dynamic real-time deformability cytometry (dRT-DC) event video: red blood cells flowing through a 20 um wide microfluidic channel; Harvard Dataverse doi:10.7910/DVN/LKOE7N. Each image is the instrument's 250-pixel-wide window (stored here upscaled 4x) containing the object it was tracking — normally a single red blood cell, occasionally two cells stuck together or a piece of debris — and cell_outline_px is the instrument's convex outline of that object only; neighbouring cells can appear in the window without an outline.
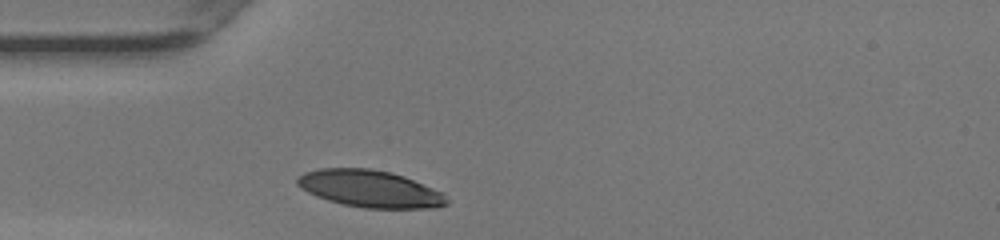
{"species": "human", "species_latin": "Homo sapiens", "temperature_condition": "warm", "stored_images_in_passage": 25, "camera_frame_rate_fps": 3000, "um_per_image_px": 0.085, "donor": {"sex": "female"}, "frame": {"image": 1, "passage_image": 1, "time_ms": 0.0, "image_size_px": [1000, 240], "cell_outline_px": [[448, 204], [436, 208], [364, 208], [344, 204], [328, 200], [316, 196], [300, 188], [296, 184], [296, 180], [304, 172], [320, 168], [368, 168], [388, 172], [404, 176], [432, 188], [440, 192], [448, 200]], "centroid_in_image_um": [31.42, 16.04], "position_along_channel_um": 53.6, "area_um2": 32.02}}
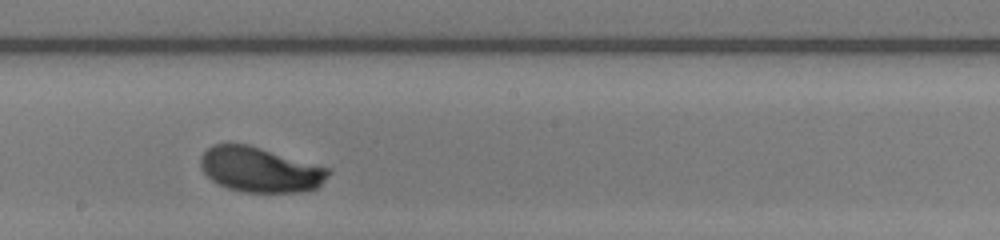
{"frame": {"image": 2, "passage_image": 14, "time_ms": 4.333, "image_size_px": [1000, 240], "cell_outline_px": [[332, 172], [316, 188], [308, 192], [244, 192], [228, 188], [212, 180], [200, 168], [200, 156], [212, 144], [248, 144], [332, 168]], "centroid_in_image_um": [22.14, 14.42], "position_along_channel_um": 226.1, "area_um2": 33.76}}
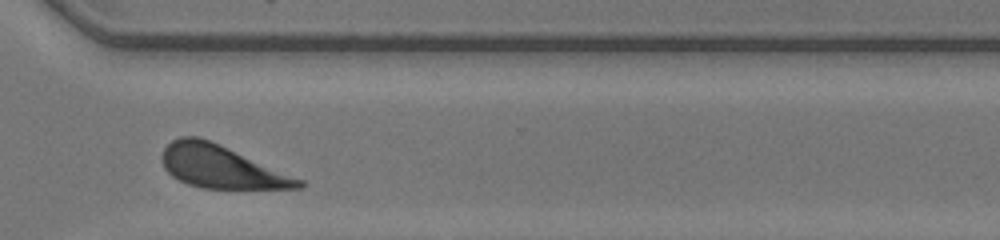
{"frame": {"image": 3, "passage_image": 23, "time_ms": 7.333, "image_size_px": [1000, 240], "cell_outline_px": [[304, 188], [200, 188], [188, 184], [172, 176], [164, 168], [160, 156], [164, 148], [172, 140], [180, 136], [200, 136], [220, 144], [304, 180]], "centroid_in_image_um": [18.77, 14.16], "position_along_channel_um": 351.8, "area_um2": 33.93}, "authors_computed_cell_mechanics": {"area_um2": 33.6974, "velocity_mm_per_s": 4.168, "shape_relaxation_time_tau1_ms": 1.8623, "shape_relaxation_time_tau2_ms": null, "deformation_change_tau1": 0.1393, "deformation_change_tau2": null}}